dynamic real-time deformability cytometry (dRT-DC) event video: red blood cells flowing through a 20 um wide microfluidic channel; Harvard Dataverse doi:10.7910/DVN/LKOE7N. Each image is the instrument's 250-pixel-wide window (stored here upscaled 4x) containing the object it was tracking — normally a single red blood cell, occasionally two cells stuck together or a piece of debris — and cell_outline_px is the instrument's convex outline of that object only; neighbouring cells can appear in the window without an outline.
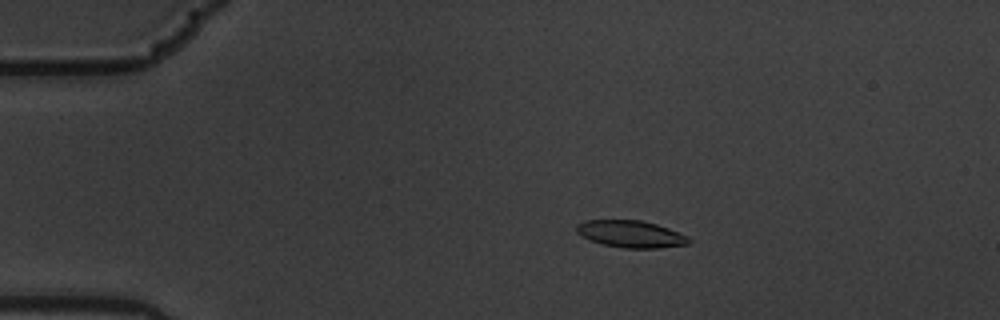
{"species": "common noctule bat (a hibernating species)", "species_latin": "Nyctalus noctula", "temperature_condition": "warm", "stored_images_in_passage": 8, "camera_frame_rate_fps": 3000, "um_per_image_px": 0.085, "animal": {"sex": "male", "body_mass_g": 19.5, "forearm_length_mm": 54.6}, "frame": {"image": 1, "passage_image": 4, "time_ms": 1.0, "image_size_px": [1000, 320], "cell_outline_px": [[692, 240], [688, 244], [656, 248], [624, 248], [604, 244], [588, 240], [580, 236], [576, 232], [576, 224], [584, 220], [640, 220], [656, 224], [668, 228], [688, 236]], "centroid_in_image_um": [53.58, 19.89], "position_along_channel_um": 31.4, "area_um2": 17.74}}
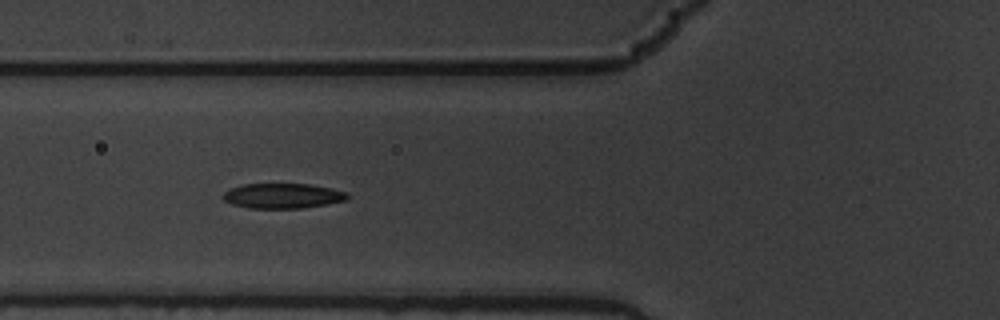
{"frame": {"image": 2, "passage_image": 7, "time_ms": 2.0, "image_size_px": [1000, 320], "cell_outline_px": [[348, 200], [328, 204], [304, 208], [248, 208], [232, 204], [224, 200], [224, 192], [240, 184], [312, 184], [344, 192], [348, 196]], "centroid_in_image_um": [24.02, 16.65], "position_along_channel_um": 101.8, "area_um2": 18.03}}
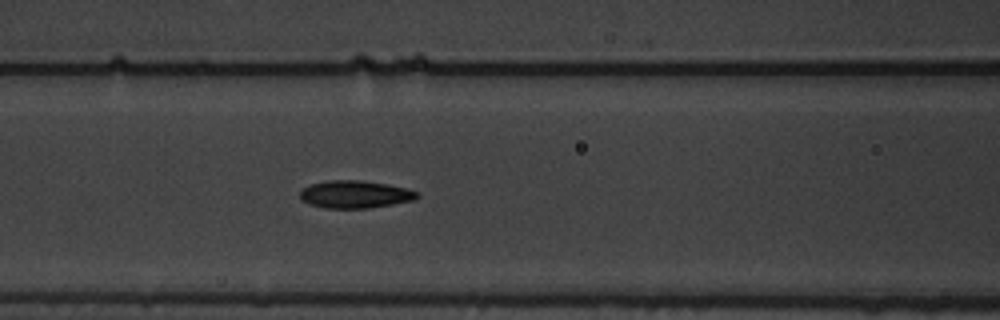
{"frame": {"image": 3, "passage_image": 8, "time_ms": 2.333, "image_size_px": [1000, 320], "cell_outline_px": [[420, 196], [416, 200], [368, 208], [324, 208], [308, 204], [300, 200], [300, 192], [304, 188], [312, 184], [328, 180], [360, 180], [388, 184], [420, 192]], "centroid_in_image_um": [30.19, 16.52], "position_along_channel_um": 136.4, "area_um2": 18.9}}